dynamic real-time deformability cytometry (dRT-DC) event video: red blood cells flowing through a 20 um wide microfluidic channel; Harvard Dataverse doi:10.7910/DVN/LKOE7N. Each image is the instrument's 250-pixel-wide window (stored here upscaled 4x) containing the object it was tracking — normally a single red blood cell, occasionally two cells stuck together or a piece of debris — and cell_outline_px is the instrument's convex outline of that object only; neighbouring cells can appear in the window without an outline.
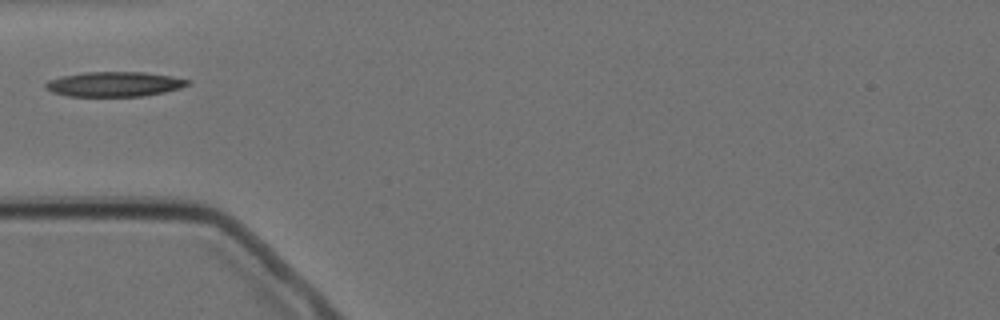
{"species": "Egyptian fruit bat (a non-hibernating species)", "species_latin": "Rousettus aegyptiacus", "temperature_condition": "cold", "stored_images_in_passage": 3, "camera_frame_rate_fps": 3000, "um_per_image_px": 0.085, "animal": {"sex": "female"}, "frame": {"image": 1, "passage_image": 1, "time_ms": 0.0, "image_size_px": [1000, 320], "cell_outline_px": [[192, 80], [188, 84], [180, 88], [164, 92], [140, 96], [68, 96], [52, 92], [44, 88], [44, 84], [48, 80], [64, 76], [84, 72], [144, 72], [172, 76]], "centroid_in_image_um": [9.71, 7.15], "position_along_channel_um": 75.3, "area_um2": 20.52}}
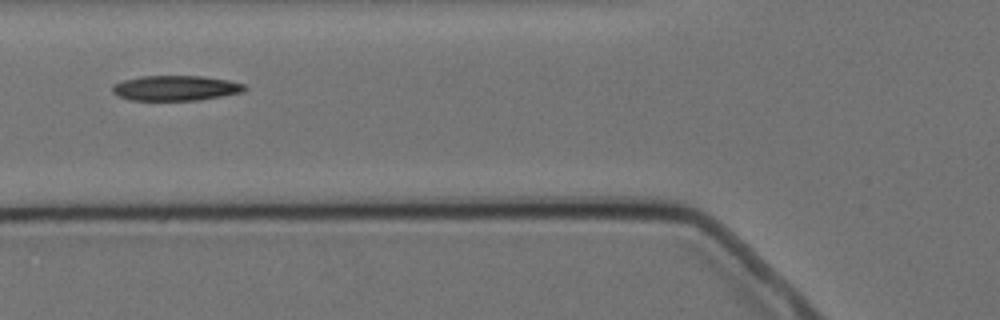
{"frame": {"image": 2, "passage_image": 2, "time_ms": 1.0, "image_size_px": [1000, 320], "cell_outline_px": [[248, 88], [240, 92], [200, 100], [128, 100], [112, 92], [112, 84], [124, 80], [140, 76], [204, 76], [228, 80], [244, 84]], "centroid_in_image_um": [14.9, 7.48], "position_along_channel_um": 110.9, "area_um2": 19.31}}
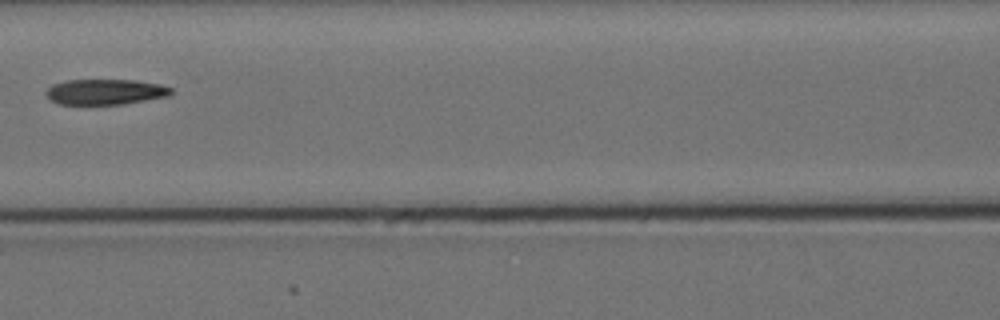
{"frame": {"image": 3, "passage_image": 3, "time_ms": 2.333, "image_size_px": [1000, 320], "cell_outline_px": [[172, 92], [168, 96], [124, 104], [60, 104], [52, 100], [44, 92], [52, 84], [64, 80], [136, 80], [160, 84], [172, 88]], "centroid_in_image_um": [8.95, 7.8], "position_along_channel_um": 157.6, "area_um2": 18.55}}